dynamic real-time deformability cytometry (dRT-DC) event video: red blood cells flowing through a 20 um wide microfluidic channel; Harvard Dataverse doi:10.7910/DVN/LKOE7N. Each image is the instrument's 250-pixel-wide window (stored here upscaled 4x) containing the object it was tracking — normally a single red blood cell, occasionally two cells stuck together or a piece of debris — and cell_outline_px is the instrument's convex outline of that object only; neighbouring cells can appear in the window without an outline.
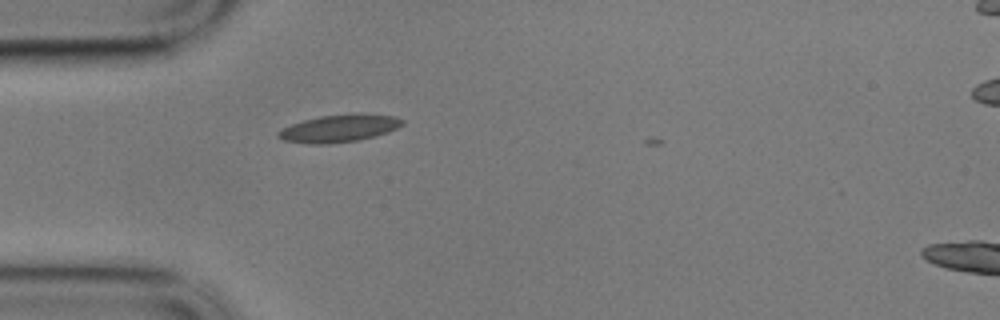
{"species": "common noctule bat (a hibernating species)", "species_latin": "Nyctalus noctula", "temperature_condition": "cold", "stored_images_in_passage": 6, "camera_frame_rate_fps": 3000, "um_per_image_px": 0.085, "animal": {"sex": "male", "body_mass_g": 17.9}, "frame": {"image": 1, "passage_image": 1, "time_ms": 0.0, "image_size_px": [1000, 320], "cell_outline_px": [[404, 124], [388, 132], [376, 136], [356, 140], [328, 144], [312, 144], [284, 140], [276, 136], [276, 132], [292, 124], [304, 120], [320, 116], [360, 112], [396, 116], [404, 120]], "centroid_in_image_um": [28.87, 10.89], "position_along_channel_um": 56.1, "area_um2": 20.0}}